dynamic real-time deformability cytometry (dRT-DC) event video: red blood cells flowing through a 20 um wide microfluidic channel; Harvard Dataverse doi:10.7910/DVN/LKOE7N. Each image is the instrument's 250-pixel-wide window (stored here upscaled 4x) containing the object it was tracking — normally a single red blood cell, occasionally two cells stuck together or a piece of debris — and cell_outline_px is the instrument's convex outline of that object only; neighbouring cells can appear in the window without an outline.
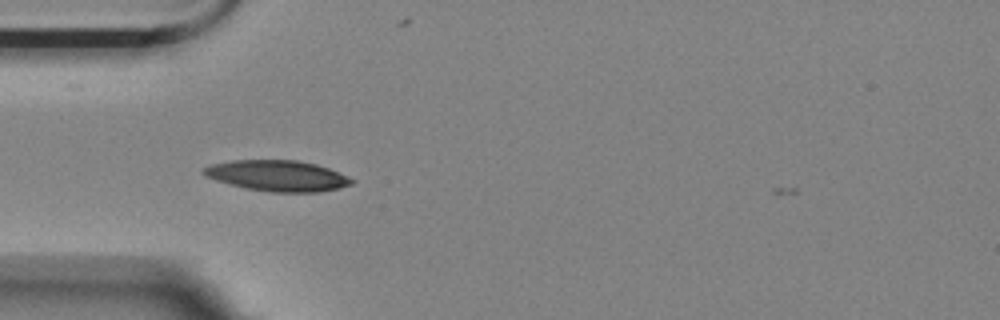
{"species": "Egyptian fruit bat (a non-hibernating species)", "species_latin": "Rousettus aegyptiacus", "temperature_condition": "room temperature", "stored_images_in_passage": 4, "camera_frame_rate_fps": 3000, "um_per_image_px": 0.085, "animal": {"sex": "female"}, "frame": {"image": 1, "passage_image": 1, "time_ms": 0.0, "image_size_px": [1000, 320], "cell_outline_px": [[356, 180], [352, 184], [340, 188], [320, 192], [272, 192], [244, 188], [216, 180], [204, 176], [200, 172], [200, 168], [212, 164], [232, 160], [296, 160], [316, 164], [328, 168], [348, 176]], "centroid_in_image_um": [23.57, 14.94], "position_along_channel_um": 61.4, "area_um2": 26.82}}
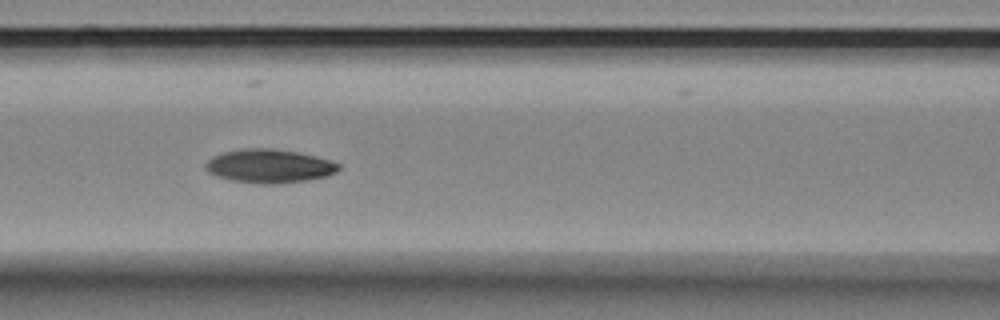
{"frame": {"image": 2, "passage_image": 3, "time_ms": 2.333, "image_size_px": [1000, 320], "cell_outline_px": [[340, 168], [336, 172], [328, 176], [308, 180], [276, 184], [260, 184], [232, 180], [216, 176], [208, 172], [204, 168], [204, 164], [212, 156], [224, 152], [248, 148], [272, 148], [296, 152], [316, 156], [340, 164]], "centroid_in_image_um": [22.88, 14.12], "position_along_channel_um": 143.7, "area_um2": 26.13}}
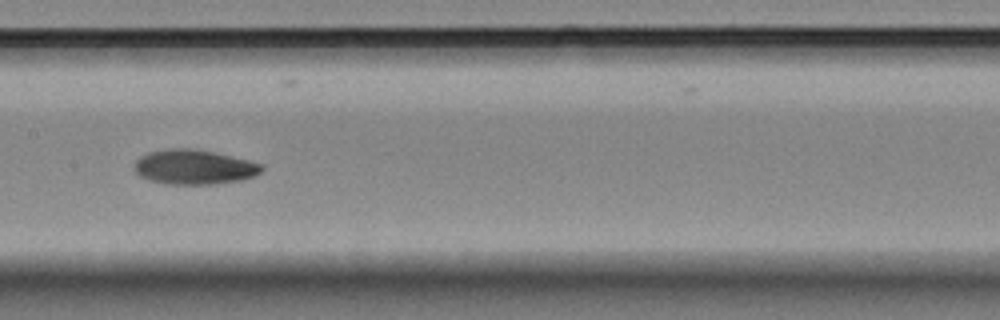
{"frame": {"image": 3, "passage_image": 4, "time_ms": 3.667, "image_size_px": [1000, 320], "cell_outline_px": [[264, 168], [256, 176], [244, 180], [216, 184], [164, 184], [148, 180], [140, 176], [132, 168], [132, 164], [140, 156], [148, 152], [168, 148], [192, 148], [212, 152], [248, 160], [264, 164]], "centroid_in_image_um": [16.48, 14.21], "position_along_channel_um": 190.9, "area_um2": 26.13}}